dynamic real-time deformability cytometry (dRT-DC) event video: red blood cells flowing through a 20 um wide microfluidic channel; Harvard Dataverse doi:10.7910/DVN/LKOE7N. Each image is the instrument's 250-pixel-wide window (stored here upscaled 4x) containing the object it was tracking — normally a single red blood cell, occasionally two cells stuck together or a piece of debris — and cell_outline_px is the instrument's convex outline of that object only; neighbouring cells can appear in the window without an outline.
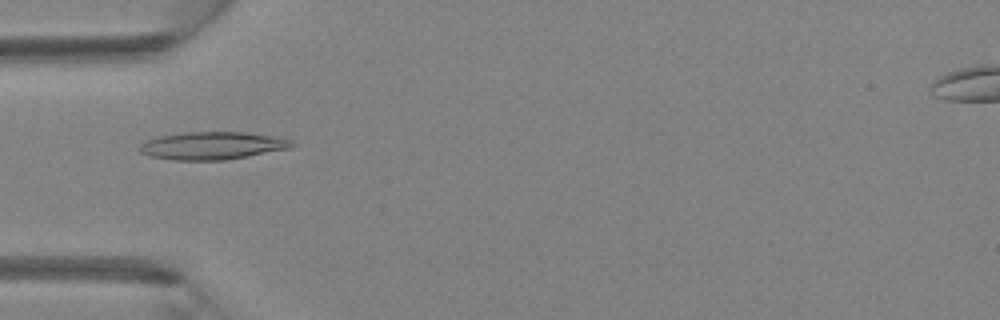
{"species": "Egyptian fruit bat (a non-hibernating species)", "species_latin": "Rousettus aegyptiacus", "temperature_condition": "room temperature", "stored_images_in_passage": 3, "camera_frame_rate_fps": 3000, "um_per_image_px": 0.085, "animal": {"sex": "female"}, "frame": {"image": 1, "passage_image": 2, "time_ms": 0.333, "image_size_px": [1000, 320], "cell_outline_px": [[296, 144], [288, 148], [248, 156], [224, 160], [172, 160], [148, 156], [140, 152], [140, 144], [148, 140], [160, 136], [184, 132], [244, 132], [272, 136], [292, 140]], "centroid_in_image_um": [18.02, 12.38], "position_along_channel_um": 67.0, "area_um2": 24.39}}
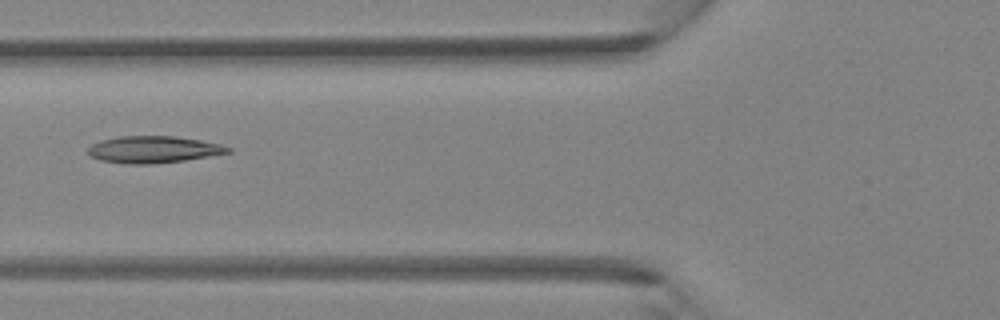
{"frame": {"image": 2, "passage_image": 3, "time_ms": 0.667, "image_size_px": [1000, 320], "cell_outline_px": [[232, 152], [184, 160], [148, 164], [124, 164], [100, 160], [92, 156], [88, 152], [88, 148], [92, 144], [100, 140], [120, 136], [172, 136], [200, 140], [220, 144], [232, 148]], "centroid_in_image_um": [13.03, 12.7], "position_along_channel_um": 112.8, "area_um2": 21.79}}